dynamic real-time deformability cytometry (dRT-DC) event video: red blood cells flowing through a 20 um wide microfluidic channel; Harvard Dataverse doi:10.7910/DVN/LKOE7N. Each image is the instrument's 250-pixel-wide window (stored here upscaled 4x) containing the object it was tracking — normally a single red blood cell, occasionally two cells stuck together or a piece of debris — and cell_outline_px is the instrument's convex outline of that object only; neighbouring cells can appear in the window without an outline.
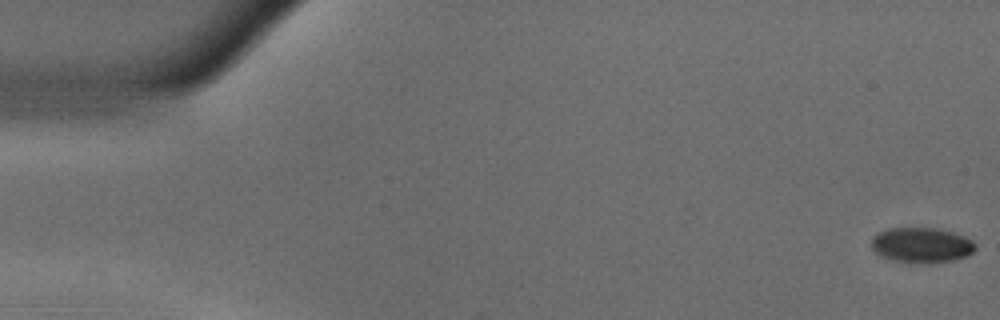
{"species": "common noctule bat (a hibernating species)", "species_latin": "Nyctalus noctula", "temperature_condition": "warm", "stored_images_in_passage": 55, "camera_frame_rate_fps": 3000, "um_per_image_px": 0.085, "animal": {"sex": "male", "body_mass_g": 18.8}, "frame": {"image": 1, "passage_image": 1, "time_ms": 0.0, "image_size_px": [1000, 320], "cell_outline_px": [[976, 248], [968, 256], [952, 260], [920, 264], [892, 260], [880, 256], [872, 248], [872, 236], [888, 228], [932, 228], [952, 232], [964, 236], [972, 240], [976, 244]], "centroid_in_image_um": [78.33, 20.84], "position_along_channel_um": 6.7, "area_um2": 21.33}}
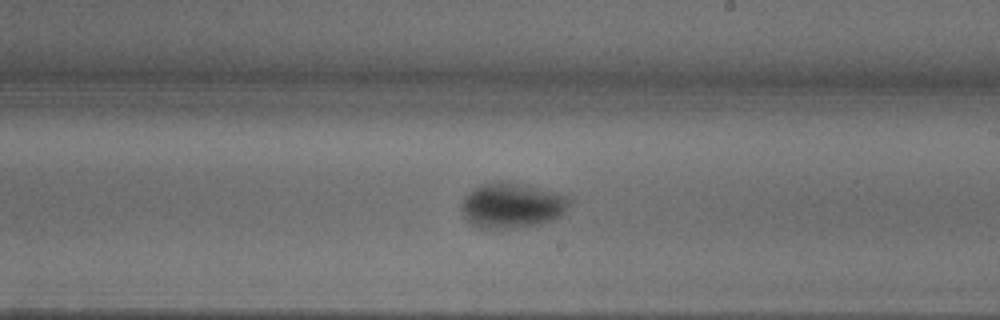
{"frame": {"image": 2, "passage_image": 32, "time_ms": 10.333, "image_size_px": [1000, 320], "cell_outline_px": [[568, 204], [560, 216], [552, 220], [536, 224], [516, 228], [484, 228], [472, 224], [464, 216], [460, 204], [464, 196], [472, 188], [480, 184], [500, 180], [520, 184], [568, 196]], "centroid_in_image_um": [43.43, 17.45], "position_along_channel_um": 245.6, "area_um2": 28.03}}
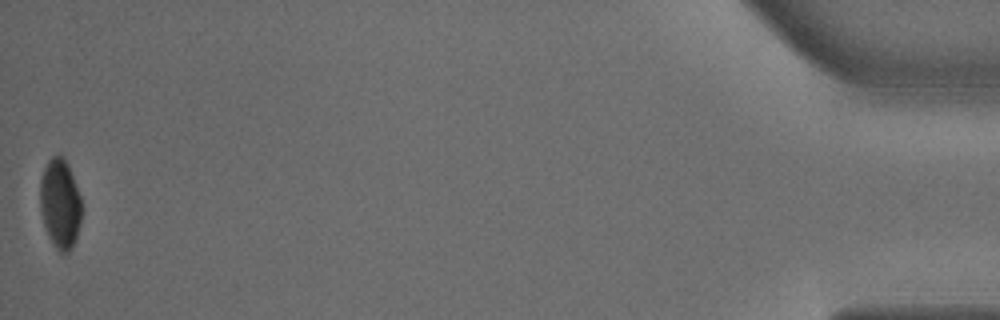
{"frame": {"image": 3, "passage_image": 55, "time_ms": 18.0, "image_size_px": [1000, 320], "cell_outline_px": [[80, 224], [72, 248], [68, 252], [60, 252], [56, 248], [48, 236], [44, 224], [40, 208], [40, 180], [44, 168], [48, 160], [52, 156], [64, 156], [68, 164], [80, 196]], "centroid_in_image_um": [5.09, 17.3], "position_along_channel_um": 430.1, "area_um2": 21.44}, "authors_computed_cell_mechanics": {"area_um2": 23.5824, "velocity_mm_per_s": 3.6679, "shape_relaxation_time_tau1_ms": 6.1345, "shape_relaxation_time_tau2_ms": null, "deformation_change_tau1": 0.1868, "deformation_change_tau2": null}}